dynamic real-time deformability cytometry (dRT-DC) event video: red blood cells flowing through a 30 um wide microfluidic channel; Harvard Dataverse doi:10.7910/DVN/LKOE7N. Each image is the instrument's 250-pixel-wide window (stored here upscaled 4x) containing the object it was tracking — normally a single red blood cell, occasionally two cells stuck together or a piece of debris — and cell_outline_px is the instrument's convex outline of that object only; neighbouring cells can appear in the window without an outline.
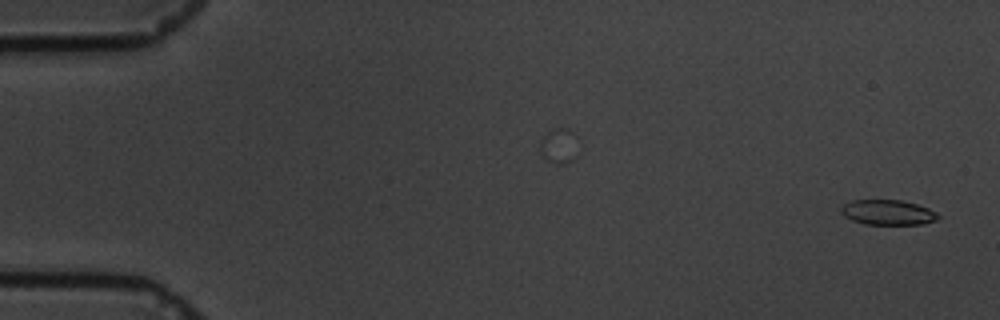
{"species": "common noctule bat (a hibernating species)", "species_latin": "Nyctalus noctula", "temperature_condition": "cold", "stored_images_in_passage": 60, "camera_frame_rate_fps": 3000, "um_per_image_px": 0.085, "animal": {"sex": "male", "body_mass_g": 19.5, "forearm_length_mm": 54.6}, "frame": {"image": 1, "passage_image": 2, "time_ms": 0.333, "image_size_px": [1000, 320], "cell_outline_px": [[940, 216], [936, 220], [924, 224], [864, 224], [852, 220], [844, 216], [840, 212], [840, 208], [844, 204], [852, 200], [900, 200], [916, 204], [928, 208], [936, 212]], "centroid_in_image_um": [75.45, 18.05], "position_along_channel_um": 9.6, "area_um2": 14.16}}
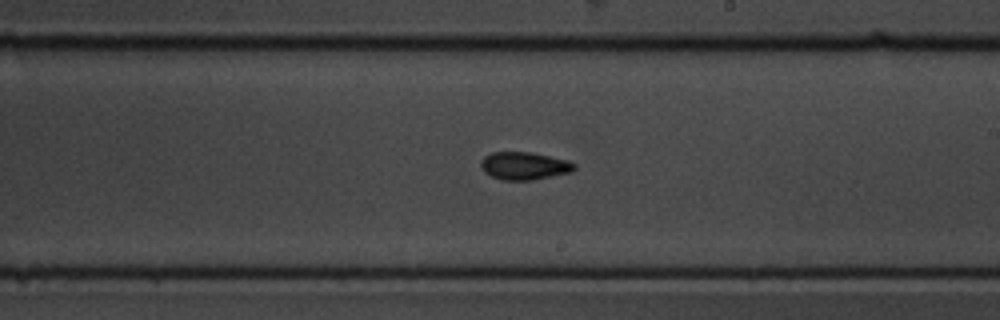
{"frame": {"image": 2, "passage_image": 35, "time_ms": 11.333, "image_size_px": [1000, 320], "cell_outline_px": [[576, 168], [572, 172], [532, 180], [504, 180], [492, 176], [484, 172], [480, 164], [480, 160], [484, 156], [492, 152], [532, 152], [568, 160], [576, 164]], "centroid_in_image_um": [44.57, 14.09], "position_along_channel_um": 244.4, "area_um2": 15.2}}
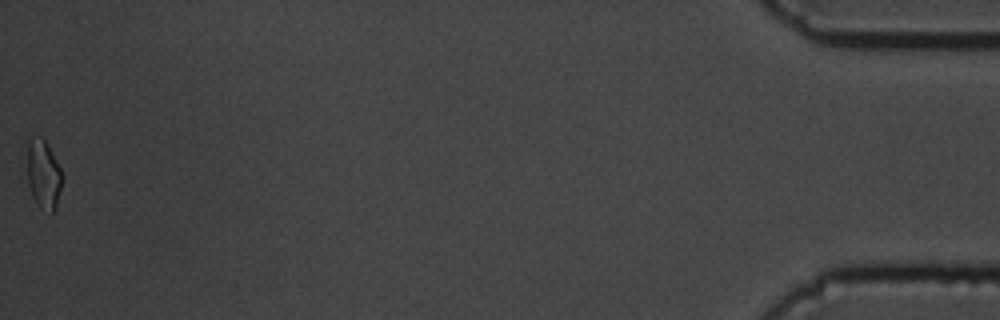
{"frame": {"image": 3, "passage_image": 60, "time_ms": 19.667, "image_size_px": [1000, 320], "cell_outline_px": [[60, 188], [56, 208], [52, 212], [40, 208], [36, 204], [32, 196], [28, 184], [28, 140], [32, 136], [40, 136], [48, 144], [60, 168]], "centroid_in_image_um": [3.67, 14.8], "position_along_channel_um": 431.5, "area_um2": 13.76}, "authors_computed_cell_mechanics": {"area_um2": 14.7968, "velocity_mm_per_s": 3.3701, "shape_relaxation_time_tau1_ms": 7.8815, "shape_relaxation_time_tau2_ms": 3.9903, "deformation_change_tau1": 0.1634, "deformation_change_tau2": 0.0798}}